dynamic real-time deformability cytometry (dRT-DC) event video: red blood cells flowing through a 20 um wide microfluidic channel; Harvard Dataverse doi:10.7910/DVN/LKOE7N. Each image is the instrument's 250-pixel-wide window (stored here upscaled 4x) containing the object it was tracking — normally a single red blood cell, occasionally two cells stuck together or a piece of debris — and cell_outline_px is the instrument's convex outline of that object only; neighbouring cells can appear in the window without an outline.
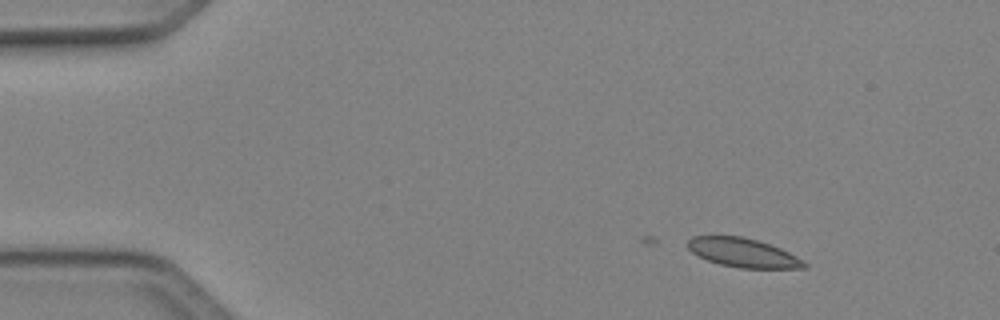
{"species": "Egyptian fruit bat (a non-hibernating species)", "species_latin": "Rousettus aegyptiacus", "temperature_condition": "cold", "stored_images_in_passage": 13, "camera_frame_rate_fps": 3000, "um_per_image_px": 0.085, "animal": {"sex": "female"}, "frame": {"image": 1, "passage_image": 1, "time_ms": 0.0, "image_size_px": [1000, 320], "cell_outline_px": [[808, 268], [740, 268], [720, 264], [708, 260], [692, 252], [688, 248], [688, 240], [692, 236], [740, 236], [756, 240], [780, 248], [804, 260], [808, 264]], "centroid_in_image_um": [63.18, 21.49], "position_along_channel_um": 21.8, "area_um2": 19.48}}
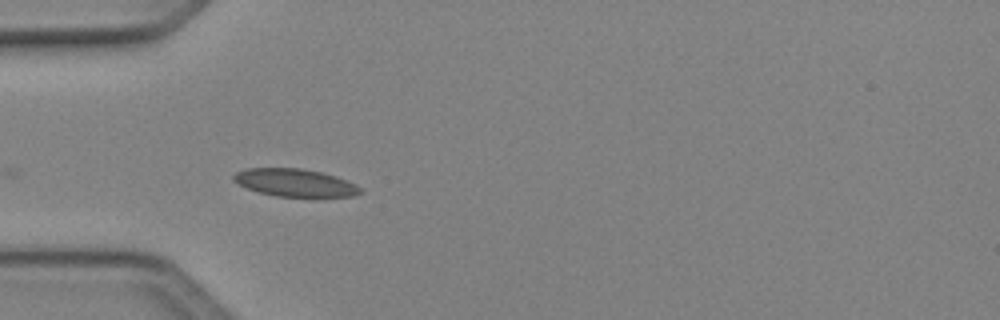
{"frame": {"image": 2, "passage_image": 10, "time_ms": 3.0, "image_size_px": [1000, 320], "cell_outline_px": [[364, 192], [352, 196], [276, 196], [260, 192], [248, 188], [232, 180], [232, 176], [236, 172], [244, 168], [300, 168], [320, 172], [336, 176], [356, 184]], "centroid_in_image_um": [25.06, 15.52], "position_along_channel_um": 59.9, "area_um2": 20.23}}
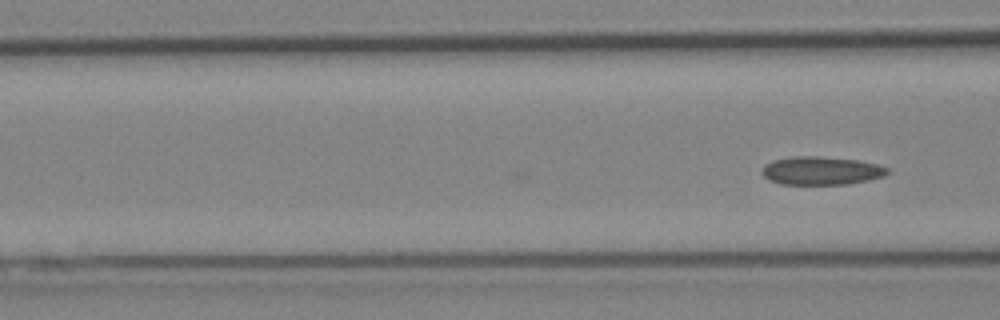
{"frame": {"image": 3, "passage_image": 13, "time_ms": 4.0, "image_size_px": [1000, 320], "cell_outline_px": [[888, 172], [884, 176], [868, 180], [848, 184], [780, 184], [768, 180], [760, 172], [764, 164], [772, 160], [792, 156], [816, 156], [856, 160], [876, 164], [888, 168]], "centroid_in_image_um": [69.74, 14.51], "position_along_channel_um": 96.9, "area_um2": 20.69}}